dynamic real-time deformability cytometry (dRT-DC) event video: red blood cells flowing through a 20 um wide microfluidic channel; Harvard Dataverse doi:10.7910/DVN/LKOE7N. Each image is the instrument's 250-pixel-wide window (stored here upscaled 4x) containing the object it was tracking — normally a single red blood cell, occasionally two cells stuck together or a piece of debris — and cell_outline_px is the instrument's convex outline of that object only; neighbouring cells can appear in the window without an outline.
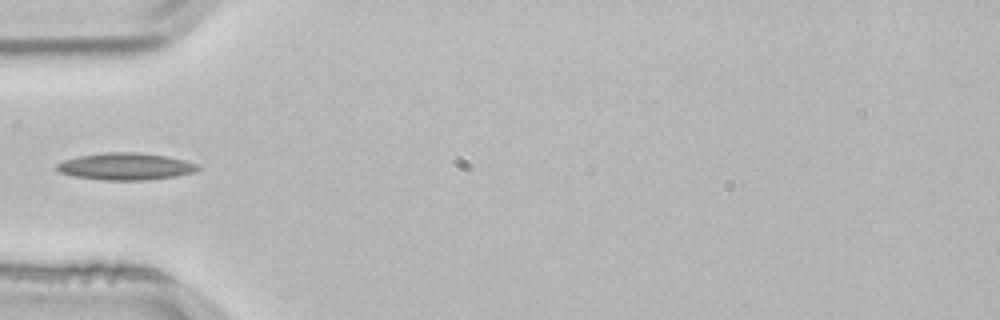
{"species": "common noctule bat (a hibernating species)", "species_latin": "Nyctalus noctula", "temperature_condition": "room temperature", "stored_images_in_passage": 2, "camera_frame_rate_fps": 3000, "um_per_image_px": 0.085, "animal": {"sex": "male", "body_mass_g": 21.5, "forearm_length_mm": 52.0}, "frame": {"image": 1, "passage_image": 2, "time_ms": 0.333, "image_size_px": [1000, 320], "cell_outline_px": [[200, 168], [196, 172], [176, 176], [148, 180], [100, 180], [72, 176], [60, 172], [56, 168], [56, 164], [64, 160], [80, 156], [104, 152], [136, 152], [168, 156], [184, 160], [196, 164]], "centroid_in_image_um": [10.68, 14.15], "position_along_channel_um": 74.3, "area_um2": 22.31}}